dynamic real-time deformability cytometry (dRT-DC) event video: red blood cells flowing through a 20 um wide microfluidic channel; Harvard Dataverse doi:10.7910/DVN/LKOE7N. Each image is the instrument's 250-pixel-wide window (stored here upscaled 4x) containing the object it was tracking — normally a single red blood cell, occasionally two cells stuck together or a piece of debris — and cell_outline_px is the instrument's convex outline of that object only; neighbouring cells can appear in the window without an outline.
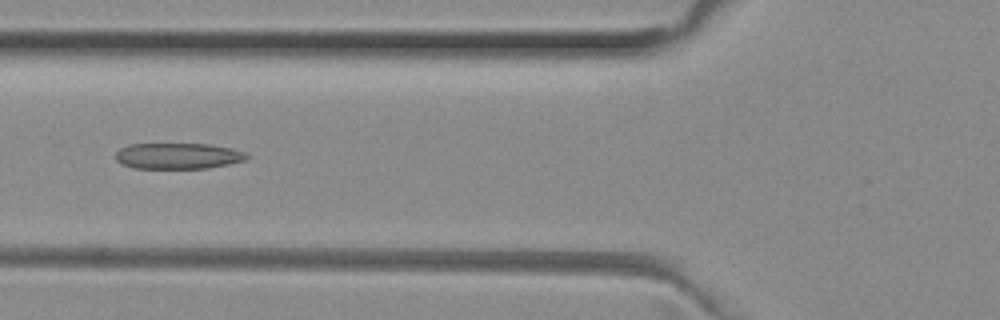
{"species": "common noctule bat (a hibernating species)", "species_latin": "Nyctalus noctula", "temperature_condition": "room temperature", "stored_images_in_passage": 51, "camera_frame_rate_fps": 3000, "um_per_image_px": 0.085, "animal": {"sex": "female", "body_mass_g": 29.2, "forearm_length_mm": 56.3}, "frame": {"image": 1, "passage_image": 19, "time_ms": 6.0, "image_size_px": [1000, 320], "cell_outline_px": [[248, 156], [244, 160], [228, 164], [208, 168], [132, 168], [116, 160], [116, 152], [120, 148], [128, 144], [208, 144], [232, 148], [244, 152]], "centroid_in_image_um": [15.11, 13.25], "position_along_channel_um": 110.7, "area_um2": 19.71}}
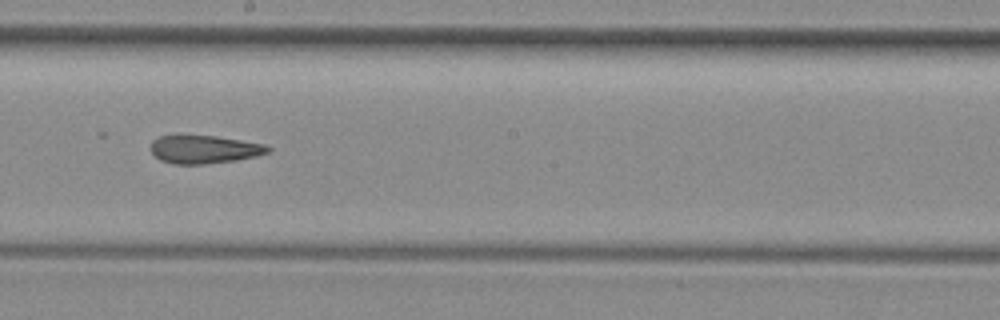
{"frame": {"image": 2, "passage_image": 28, "time_ms": 9.0, "image_size_px": [1000, 320], "cell_outline_px": [[272, 148], [268, 152], [256, 156], [236, 160], [204, 164], [176, 164], [160, 160], [152, 152], [152, 140], [160, 136], [216, 136], [264, 144]], "centroid_in_image_um": [17.38, 12.7], "position_along_channel_um": 230.8, "area_um2": 18.9}}
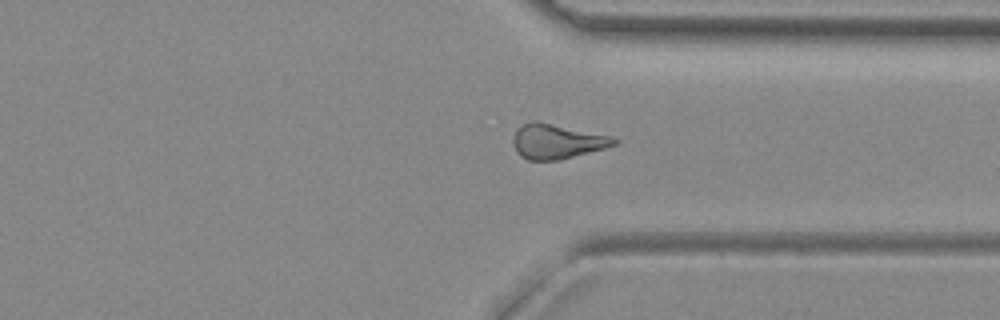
{"frame": {"image": 3, "passage_image": 38, "time_ms": 12.333, "image_size_px": [1000, 320], "cell_outline_px": [[620, 140], [616, 144], [604, 148], [560, 160], [528, 160], [520, 156], [516, 152], [512, 144], [512, 140], [516, 128], [532, 120], [536, 120], [612, 136]], "centroid_in_image_um": [47.31, 12.01], "position_along_channel_um": 364.1, "area_um2": 20.63}, "authors_computed_cell_mechanics": {"area_um2": 20.6346, "velocity_mm_per_s": 4.0017, "shape_relaxation_time_tau1_ms": null, "shape_relaxation_time_tau2_ms": 4.4853, "deformation_change_tau1": null, "deformation_change_tau2": 0.1383}}